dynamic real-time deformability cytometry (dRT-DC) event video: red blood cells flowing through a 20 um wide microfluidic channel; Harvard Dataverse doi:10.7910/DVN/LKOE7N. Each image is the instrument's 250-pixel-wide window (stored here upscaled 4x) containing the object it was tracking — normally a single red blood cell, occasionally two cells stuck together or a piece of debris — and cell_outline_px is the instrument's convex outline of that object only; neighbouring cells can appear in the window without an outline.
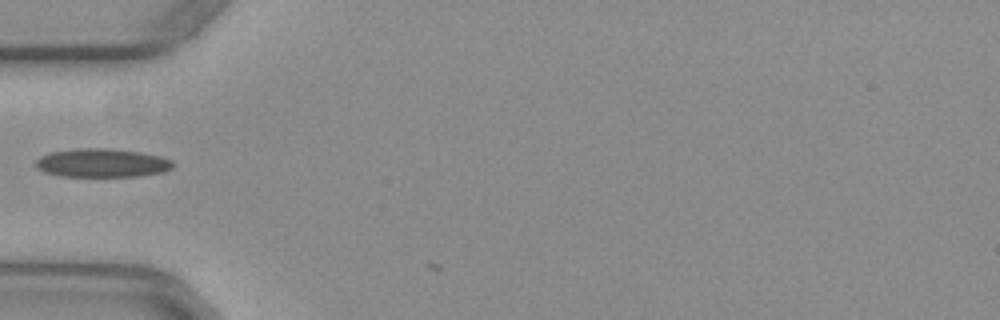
{"species": "common noctule bat (a hibernating species)", "species_latin": "Nyctalus noctula", "temperature_condition": "warm", "stored_images_in_passage": 3, "camera_frame_rate_fps": 3000, "um_per_image_px": 0.085, "animal": {"sex": "female", "body_mass_g": 29.2, "forearm_length_mm": 56.3}, "frame": {"image": 1, "passage_image": 2, "time_ms": 0.333, "image_size_px": [1000, 320], "cell_outline_px": [[172, 168], [164, 172], [140, 176], [60, 176], [44, 172], [36, 168], [36, 160], [40, 156], [48, 152], [76, 148], [104, 148], [140, 152], [160, 156], [172, 160]], "centroid_in_image_um": [8.64, 13.85], "position_along_channel_um": 76.4, "area_um2": 22.95}}